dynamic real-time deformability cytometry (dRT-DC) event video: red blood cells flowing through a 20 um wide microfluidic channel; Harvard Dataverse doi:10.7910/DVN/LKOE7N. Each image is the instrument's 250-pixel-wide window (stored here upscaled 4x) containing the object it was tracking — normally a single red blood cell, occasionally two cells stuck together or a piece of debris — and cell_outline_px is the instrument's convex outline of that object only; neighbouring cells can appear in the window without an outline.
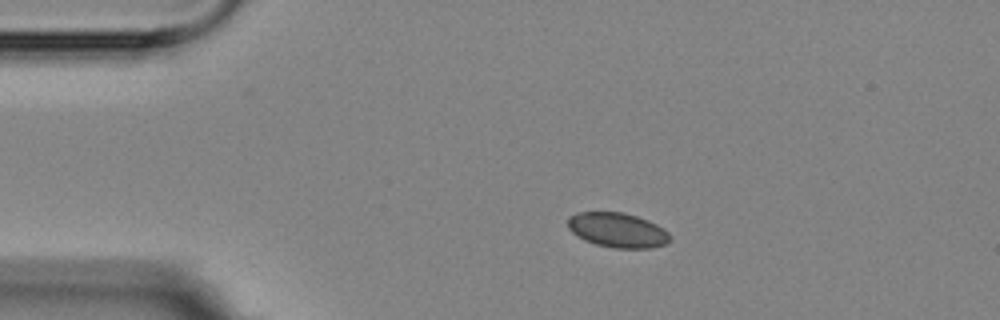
{"species": "Egyptian fruit bat (a non-hibernating species)", "species_latin": "Rousettus aegyptiacus", "temperature_condition": "room temperature", "stored_images_in_passage": 2, "camera_frame_rate_fps": 3000, "um_per_image_px": 0.085, "animal": {"sex": "female"}, "frame": {"image": 1, "passage_image": 1, "time_ms": 0.0, "image_size_px": [1000, 320], "cell_outline_px": [[672, 236], [664, 244], [652, 248], [612, 248], [596, 244], [584, 240], [576, 236], [568, 228], [568, 216], [580, 212], [624, 212], [648, 220], [656, 224], [668, 232]], "centroid_in_image_um": [52.47, 19.56], "position_along_channel_um": 32.5, "area_um2": 20.69}}